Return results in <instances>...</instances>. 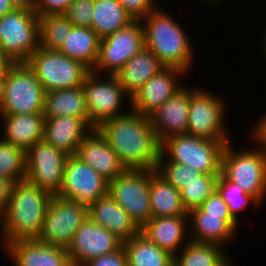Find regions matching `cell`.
<instances>
[{
	"instance_id": "1",
	"label": "cell",
	"mask_w": 266,
	"mask_h": 266,
	"mask_svg": "<svg viewBox=\"0 0 266 266\" xmlns=\"http://www.w3.org/2000/svg\"><path fill=\"white\" fill-rule=\"evenodd\" d=\"M97 129L126 169L156 170L161 143L148 116L131 109L121 116L103 121Z\"/></svg>"
},
{
	"instance_id": "2",
	"label": "cell",
	"mask_w": 266,
	"mask_h": 266,
	"mask_svg": "<svg viewBox=\"0 0 266 266\" xmlns=\"http://www.w3.org/2000/svg\"><path fill=\"white\" fill-rule=\"evenodd\" d=\"M52 196L26 180L14 183L7 205L0 214L2 247L17 240L37 239L40 236Z\"/></svg>"
},
{
	"instance_id": "3",
	"label": "cell",
	"mask_w": 266,
	"mask_h": 266,
	"mask_svg": "<svg viewBox=\"0 0 266 266\" xmlns=\"http://www.w3.org/2000/svg\"><path fill=\"white\" fill-rule=\"evenodd\" d=\"M159 5L142 19L145 47L166 67L188 73L194 66V49L187 31Z\"/></svg>"
},
{
	"instance_id": "4",
	"label": "cell",
	"mask_w": 266,
	"mask_h": 266,
	"mask_svg": "<svg viewBox=\"0 0 266 266\" xmlns=\"http://www.w3.org/2000/svg\"><path fill=\"white\" fill-rule=\"evenodd\" d=\"M232 144L230 141L225 145L221 174L263 204L266 197V153L257 146L238 151Z\"/></svg>"
},
{
	"instance_id": "5",
	"label": "cell",
	"mask_w": 266,
	"mask_h": 266,
	"mask_svg": "<svg viewBox=\"0 0 266 266\" xmlns=\"http://www.w3.org/2000/svg\"><path fill=\"white\" fill-rule=\"evenodd\" d=\"M228 142L179 134L161 143V153L169 161L192 167L202 174H220L222 154Z\"/></svg>"
},
{
	"instance_id": "6",
	"label": "cell",
	"mask_w": 266,
	"mask_h": 266,
	"mask_svg": "<svg viewBox=\"0 0 266 266\" xmlns=\"http://www.w3.org/2000/svg\"><path fill=\"white\" fill-rule=\"evenodd\" d=\"M46 91L26 63L14 64L4 76L0 115L43 113Z\"/></svg>"
},
{
	"instance_id": "7",
	"label": "cell",
	"mask_w": 266,
	"mask_h": 266,
	"mask_svg": "<svg viewBox=\"0 0 266 266\" xmlns=\"http://www.w3.org/2000/svg\"><path fill=\"white\" fill-rule=\"evenodd\" d=\"M45 91L82 86L91 71L82 62L66 57L59 50L39 47L26 62Z\"/></svg>"
},
{
	"instance_id": "8",
	"label": "cell",
	"mask_w": 266,
	"mask_h": 266,
	"mask_svg": "<svg viewBox=\"0 0 266 266\" xmlns=\"http://www.w3.org/2000/svg\"><path fill=\"white\" fill-rule=\"evenodd\" d=\"M101 77L102 75L91 70L83 83L85 105L93 128H97L105 120L121 116L131 110L130 107L123 111L124 102L131 105V97L120 85L118 78L107 74L106 76L103 74V79Z\"/></svg>"
},
{
	"instance_id": "9",
	"label": "cell",
	"mask_w": 266,
	"mask_h": 266,
	"mask_svg": "<svg viewBox=\"0 0 266 266\" xmlns=\"http://www.w3.org/2000/svg\"><path fill=\"white\" fill-rule=\"evenodd\" d=\"M213 93L198 86L191 94L186 134L208 140L232 141L228 128H225L228 102L221 94Z\"/></svg>"
},
{
	"instance_id": "10",
	"label": "cell",
	"mask_w": 266,
	"mask_h": 266,
	"mask_svg": "<svg viewBox=\"0 0 266 266\" xmlns=\"http://www.w3.org/2000/svg\"><path fill=\"white\" fill-rule=\"evenodd\" d=\"M0 47L15 64L26 63L40 47L37 14L29 9L15 8L0 17Z\"/></svg>"
},
{
	"instance_id": "11",
	"label": "cell",
	"mask_w": 266,
	"mask_h": 266,
	"mask_svg": "<svg viewBox=\"0 0 266 266\" xmlns=\"http://www.w3.org/2000/svg\"><path fill=\"white\" fill-rule=\"evenodd\" d=\"M150 169H126L108 182V193L141 229L152 217Z\"/></svg>"
},
{
	"instance_id": "12",
	"label": "cell",
	"mask_w": 266,
	"mask_h": 266,
	"mask_svg": "<svg viewBox=\"0 0 266 266\" xmlns=\"http://www.w3.org/2000/svg\"><path fill=\"white\" fill-rule=\"evenodd\" d=\"M87 217V206L53 195L46 209L42 232L37 240L67 249L76 230Z\"/></svg>"
},
{
	"instance_id": "13",
	"label": "cell",
	"mask_w": 266,
	"mask_h": 266,
	"mask_svg": "<svg viewBox=\"0 0 266 266\" xmlns=\"http://www.w3.org/2000/svg\"><path fill=\"white\" fill-rule=\"evenodd\" d=\"M143 47L142 20H133L126 27L100 40L98 60L92 71L100 75H115Z\"/></svg>"
},
{
	"instance_id": "14",
	"label": "cell",
	"mask_w": 266,
	"mask_h": 266,
	"mask_svg": "<svg viewBox=\"0 0 266 266\" xmlns=\"http://www.w3.org/2000/svg\"><path fill=\"white\" fill-rule=\"evenodd\" d=\"M108 193V181L78 156H68L65 162L62 187L57 196L92 206Z\"/></svg>"
},
{
	"instance_id": "15",
	"label": "cell",
	"mask_w": 266,
	"mask_h": 266,
	"mask_svg": "<svg viewBox=\"0 0 266 266\" xmlns=\"http://www.w3.org/2000/svg\"><path fill=\"white\" fill-rule=\"evenodd\" d=\"M67 157L44 140L37 142L26 151V181L57 195L62 187Z\"/></svg>"
},
{
	"instance_id": "16",
	"label": "cell",
	"mask_w": 266,
	"mask_h": 266,
	"mask_svg": "<svg viewBox=\"0 0 266 266\" xmlns=\"http://www.w3.org/2000/svg\"><path fill=\"white\" fill-rule=\"evenodd\" d=\"M122 246V240L88 216L76 230L67 252L72 266H84L90 260Z\"/></svg>"
},
{
	"instance_id": "17",
	"label": "cell",
	"mask_w": 266,
	"mask_h": 266,
	"mask_svg": "<svg viewBox=\"0 0 266 266\" xmlns=\"http://www.w3.org/2000/svg\"><path fill=\"white\" fill-rule=\"evenodd\" d=\"M185 74L188 75L180 68L165 67L144 83L131 97V109L149 116L186 85L179 81Z\"/></svg>"
},
{
	"instance_id": "18",
	"label": "cell",
	"mask_w": 266,
	"mask_h": 266,
	"mask_svg": "<svg viewBox=\"0 0 266 266\" xmlns=\"http://www.w3.org/2000/svg\"><path fill=\"white\" fill-rule=\"evenodd\" d=\"M197 88L185 85L148 116L160 143L171 136L187 133L190 96Z\"/></svg>"
},
{
	"instance_id": "19",
	"label": "cell",
	"mask_w": 266,
	"mask_h": 266,
	"mask_svg": "<svg viewBox=\"0 0 266 266\" xmlns=\"http://www.w3.org/2000/svg\"><path fill=\"white\" fill-rule=\"evenodd\" d=\"M3 250L14 266H72L67 249L39 242L17 240Z\"/></svg>"
},
{
	"instance_id": "20",
	"label": "cell",
	"mask_w": 266,
	"mask_h": 266,
	"mask_svg": "<svg viewBox=\"0 0 266 266\" xmlns=\"http://www.w3.org/2000/svg\"><path fill=\"white\" fill-rule=\"evenodd\" d=\"M108 182L121 175L126 168L118 159L117 153L108 144L97 128L83 139L76 154Z\"/></svg>"
},
{
	"instance_id": "21",
	"label": "cell",
	"mask_w": 266,
	"mask_h": 266,
	"mask_svg": "<svg viewBox=\"0 0 266 266\" xmlns=\"http://www.w3.org/2000/svg\"><path fill=\"white\" fill-rule=\"evenodd\" d=\"M93 127L82 117H45L43 140L68 156L76 155Z\"/></svg>"
},
{
	"instance_id": "22",
	"label": "cell",
	"mask_w": 266,
	"mask_h": 266,
	"mask_svg": "<svg viewBox=\"0 0 266 266\" xmlns=\"http://www.w3.org/2000/svg\"><path fill=\"white\" fill-rule=\"evenodd\" d=\"M187 224L188 215L151 217L140 229V233L175 256L190 240L187 234L190 228Z\"/></svg>"
},
{
	"instance_id": "23",
	"label": "cell",
	"mask_w": 266,
	"mask_h": 266,
	"mask_svg": "<svg viewBox=\"0 0 266 266\" xmlns=\"http://www.w3.org/2000/svg\"><path fill=\"white\" fill-rule=\"evenodd\" d=\"M88 216L123 242L140 233V228L109 193L88 208Z\"/></svg>"
},
{
	"instance_id": "24",
	"label": "cell",
	"mask_w": 266,
	"mask_h": 266,
	"mask_svg": "<svg viewBox=\"0 0 266 266\" xmlns=\"http://www.w3.org/2000/svg\"><path fill=\"white\" fill-rule=\"evenodd\" d=\"M3 123L1 138L25 152L43 140L45 117L43 113L0 115Z\"/></svg>"
},
{
	"instance_id": "25",
	"label": "cell",
	"mask_w": 266,
	"mask_h": 266,
	"mask_svg": "<svg viewBox=\"0 0 266 266\" xmlns=\"http://www.w3.org/2000/svg\"><path fill=\"white\" fill-rule=\"evenodd\" d=\"M188 225L191 228L188 233L190 240L211 243L222 248L227 246L237 233L222 216L208 215L200 208L188 212Z\"/></svg>"
},
{
	"instance_id": "26",
	"label": "cell",
	"mask_w": 266,
	"mask_h": 266,
	"mask_svg": "<svg viewBox=\"0 0 266 266\" xmlns=\"http://www.w3.org/2000/svg\"><path fill=\"white\" fill-rule=\"evenodd\" d=\"M165 67L148 48L143 47L115 76L126 93L132 97L144 83Z\"/></svg>"
},
{
	"instance_id": "27",
	"label": "cell",
	"mask_w": 266,
	"mask_h": 266,
	"mask_svg": "<svg viewBox=\"0 0 266 266\" xmlns=\"http://www.w3.org/2000/svg\"><path fill=\"white\" fill-rule=\"evenodd\" d=\"M150 207L152 217L188 215L180 194L156 170L150 169Z\"/></svg>"
},
{
	"instance_id": "28",
	"label": "cell",
	"mask_w": 266,
	"mask_h": 266,
	"mask_svg": "<svg viewBox=\"0 0 266 266\" xmlns=\"http://www.w3.org/2000/svg\"><path fill=\"white\" fill-rule=\"evenodd\" d=\"M44 117H82L89 124L83 85L79 87L47 91L44 103Z\"/></svg>"
},
{
	"instance_id": "29",
	"label": "cell",
	"mask_w": 266,
	"mask_h": 266,
	"mask_svg": "<svg viewBox=\"0 0 266 266\" xmlns=\"http://www.w3.org/2000/svg\"><path fill=\"white\" fill-rule=\"evenodd\" d=\"M100 40L92 28L74 26L59 51L93 70L99 56Z\"/></svg>"
},
{
	"instance_id": "30",
	"label": "cell",
	"mask_w": 266,
	"mask_h": 266,
	"mask_svg": "<svg viewBox=\"0 0 266 266\" xmlns=\"http://www.w3.org/2000/svg\"><path fill=\"white\" fill-rule=\"evenodd\" d=\"M225 250L219 245L189 240L174 256L173 266H233Z\"/></svg>"
},
{
	"instance_id": "31",
	"label": "cell",
	"mask_w": 266,
	"mask_h": 266,
	"mask_svg": "<svg viewBox=\"0 0 266 266\" xmlns=\"http://www.w3.org/2000/svg\"><path fill=\"white\" fill-rule=\"evenodd\" d=\"M127 266H173L174 256L139 233L123 242Z\"/></svg>"
},
{
	"instance_id": "32",
	"label": "cell",
	"mask_w": 266,
	"mask_h": 266,
	"mask_svg": "<svg viewBox=\"0 0 266 266\" xmlns=\"http://www.w3.org/2000/svg\"><path fill=\"white\" fill-rule=\"evenodd\" d=\"M133 20L118 0H94L91 28L101 39Z\"/></svg>"
},
{
	"instance_id": "33",
	"label": "cell",
	"mask_w": 266,
	"mask_h": 266,
	"mask_svg": "<svg viewBox=\"0 0 266 266\" xmlns=\"http://www.w3.org/2000/svg\"><path fill=\"white\" fill-rule=\"evenodd\" d=\"M73 27L63 14L39 18L40 47L59 50Z\"/></svg>"
},
{
	"instance_id": "34",
	"label": "cell",
	"mask_w": 266,
	"mask_h": 266,
	"mask_svg": "<svg viewBox=\"0 0 266 266\" xmlns=\"http://www.w3.org/2000/svg\"><path fill=\"white\" fill-rule=\"evenodd\" d=\"M216 191L220 194L222 199L227 203L232 217L240 222L238 213L247 209V206L253 205L255 207L262 205V203L254 196L249 195L236 183H232L225 178L221 173L217 176ZM250 204V205H249Z\"/></svg>"
},
{
	"instance_id": "35",
	"label": "cell",
	"mask_w": 266,
	"mask_h": 266,
	"mask_svg": "<svg viewBox=\"0 0 266 266\" xmlns=\"http://www.w3.org/2000/svg\"><path fill=\"white\" fill-rule=\"evenodd\" d=\"M0 177L14 183L26 180V152L0 137Z\"/></svg>"
},
{
	"instance_id": "36",
	"label": "cell",
	"mask_w": 266,
	"mask_h": 266,
	"mask_svg": "<svg viewBox=\"0 0 266 266\" xmlns=\"http://www.w3.org/2000/svg\"><path fill=\"white\" fill-rule=\"evenodd\" d=\"M217 176L218 174H203L180 190L182 203L187 212L199 208L216 190Z\"/></svg>"
},
{
	"instance_id": "37",
	"label": "cell",
	"mask_w": 266,
	"mask_h": 266,
	"mask_svg": "<svg viewBox=\"0 0 266 266\" xmlns=\"http://www.w3.org/2000/svg\"><path fill=\"white\" fill-rule=\"evenodd\" d=\"M156 172L177 190L203 175L192 167L169 161L162 153L157 162Z\"/></svg>"
},
{
	"instance_id": "38",
	"label": "cell",
	"mask_w": 266,
	"mask_h": 266,
	"mask_svg": "<svg viewBox=\"0 0 266 266\" xmlns=\"http://www.w3.org/2000/svg\"><path fill=\"white\" fill-rule=\"evenodd\" d=\"M94 0H73L63 14L76 27L91 28Z\"/></svg>"
},
{
	"instance_id": "39",
	"label": "cell",
	"mask_w": 266,
	"mask_h": 266,
	"mask_svg": "<svg viewBox=\"0 0 266 266\" xmlns=\"http://www.w3.org/2000/svg\"><path fill=\"white\" fill-rule=\"evenodd\" d=\"M199 208L208 215L222 216V219L238 233L239 222L232 217L227 203L216 190L205 199Z\"/></svg>"
},
{
	"instance_id": "40",
	"label": "cell",
	"mask_w": 266,
	"mask_h": 266,
	"mask_svg": "<svg viewBox=\"0 0 266 266\" xmlns=\"http://www.w3.org/2000/svg\"><path fill=\"white\" fill-rule=\"evenodd\" d=\"M118 2L134 20H142L160 5L154 0H118Z\"/></svg>"
},
{
	"instance_id": "41",
	"label": "cell",
	"mask_w": 266,
	"mask_h": 266,
	"mask_svg": "<svg viewBox=\"0 0 266 266\" xmlns=\"http://www.w3.org/2000/svg\"><path fill=\"white\" fill-rule=\"evenodd\" d=\"M73 0H38L35 13L39 18L64 14Z\"/></svg>"
},
{
	"instance_id": "42",
	"label": "cell",
	"mask_w": 266,
	"mask_h": 266,
	"mask_svg": "<svg viewBox=\"0 0 266 266\" xmlns=\"http://www.w3.org/2000/svg\"><path fill=\"white\" fill-rule=\"evenodd\" d=\"M84 266H127V255L124 247L112 253L90 260Z\"/></svg>"
},
{
	"instance_id": "43",
	"label": "cell",
	"mask_w": 266,
	"mask_h": 266,
	"mask_svg": "<svg viewBox=\"0 0 266 266\" xmlns=\"http://www.w3.org/2000/svg\"><path fill=\"white\" fill-rule=\"evenodd\" d=\"M266 113L260 117L256 125L252 127L251 136L254 143L256 142L257 147L260 148L263 152L266 153ZM259 145V146H258Z\"/></svg>"
},
{
	"instance_id": "44",
	"label": "cell",
	"mask_w": 266,
	"mask_h": 266,
	"mask_svg": "<svg viewBox=\"0 0 266 266\" xmlns=\"http://www.w3.org/2000/svg\"><path fill=\"white\" fill-rule=\"evenodd\" d=\"M14 182L6 177H0V214L5 209L11 195Z\"/></svg>"
},
{
	"instance_id": "45",
	"label": "cell",
	"mask_w": 266,
	"mask_h": 266,
	"mask_svg": "<svg viewBox=\"0 0 266 266\" xmlns=\"http://www.w3.org/2000/svg\"><path fill=\"white\" fill-rule=\"evenodd\" d=\"M14 64L0 47V77H4Z\"/></svg>"
},
{
	"instance_id": "46",
	"label": "cell",
	"mask_w": 266,
	"mask_h": 266,
	"mask_svg": "<svg viewBox=\"0 0 266 266\" xmlns=\"http://www.w3.org/2000/svg\"><path fill=\"white\" fill-rule=\"evenodd\" d=\"M15 8L29 9L35 11L38 0H10Z\"/></svg>"
},
{
	"instance_id": "47",
	"label": "cell",
	"mask_w": 266,
	"mask_h": 266,
	"mask_svg": "<svg viewBox=\"0 0 266 266\" xmlns=\"http://www.w3.org/2000/svg\"><path fill=\"white\" fill-rule=\"evenodd\" d=\"M14 9L15 7L10 0H0V17L13 11Z\"/></svg>"
},
{
	"instance_id": "48",
	"label": "cell",
	"mask_w": 266,
	"mask_h": 266,
	"mask_svg": "<svg viewBox=\"0 0 266 266\" xmlns=\"http://www.w3.org/2000/svg\"><path fill=\"white\" fill-rule=\"evenodd\" d=\"M198 1H203L202 3H204V4H209V7L211 8V6H212V8H213V6L215 5H218V3H220L221 2V0H198Z\"/></svg>"
},
{
	"instance_id": "49",
	"label": "cell",
	"mask_w": 266,
	"mask_h": 266,
	"mask_svg": "<svg viewBox=\"0 0 266 266\" xmlns=\"http://www.w3.org/2000/svg\"><path fill=\"white\" fill-rule=\"evenodd\" d=\"M3 89H4V77H0V107L2 105Z\"/></svg>"
},
{
	"instance_id": "50",
	"label": "cell",
	"mask_w": 266,
	"mask_h": 266,
	"mask_svg": "<svg viewBox=\"0 0 266 266\" xmlns=\"http://www.w3.org/2000/svg\"><path fill=\"white\" fill-rule=\"evenodd\" d=\"M263 32H264V34H263L264 36H263V38H262V39H263V40H262V41H263V42H262V46H263V47H262V48H263V51H262V52H263V54H264V59H265V58H266V29H265V31H263ZM265 61H266V59H265Z\"/></svg>"
}]
</instances>
